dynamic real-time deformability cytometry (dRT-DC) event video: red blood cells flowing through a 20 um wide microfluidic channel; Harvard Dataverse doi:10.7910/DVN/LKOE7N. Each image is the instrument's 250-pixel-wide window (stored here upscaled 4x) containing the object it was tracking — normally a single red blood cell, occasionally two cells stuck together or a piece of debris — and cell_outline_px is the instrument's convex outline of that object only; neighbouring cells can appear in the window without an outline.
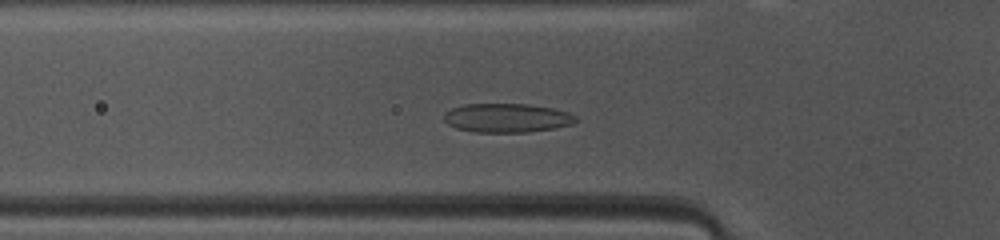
{"species": "common noctule bat (a hibernating species)", "species_latin": "Nyctalus noctula", "temperature_condition": "warm", "stored_images_in_passage": 38, "camera_frame_rate_fps": 3000, "um_per_image_px": 0.085, "animal": {"sex": "female", "body_mass_g": 10.0, "forearm_length_mm": 53.1}, "frame": {"image": 1, "passage_image": 5, "time_ms": 1.333, "image_size_px": [1000, 240], "cell_outline_px": [[576, 120], [572, 124], [556, 128], [528, 132], [472, 132], [456, 128], [448, 124], [444, 120], [444, 112], [452, 108], [464, 104], [528, 104], [552, 108], [568, 112], [576, 116]], "centroid_in_image_um": [43.07, 10.02], "position_along_channel_um": 82.7, "area_um2": 22.31}}
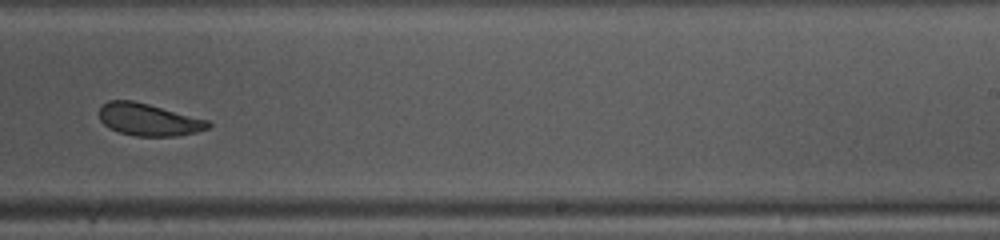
{"frame": {"image": 2, "passage_image": 19, "time_ms": 6.0, "image_size_px": [1000, 240], "cell_outline_px": [[212, 124], [208, 128], [196, 132], [176, 136], [136, 136], [120, 132], [104, 124], [100, 120], [100, 108], [108, 100], [132, 100], [148, 104], [208, 120]], "centroid_in_image_um": [12.64, 10.17], "position_along_channel_um": 276.4, "area_um2": 20.17}}
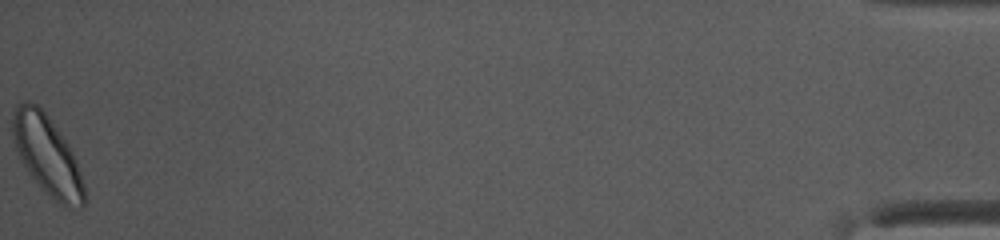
{"frame": {"image": 3, "passage_image": 38, "time_ms": 12.333, "image_size_px": [1000, 240], "cell_outline_px": [[88, 200], [80, 208], [60, 204], [28, 172], [20, 160], [16, 152], [12, 136], [12, 116], [16, 104], [24, 100], [28, 100], [36, 104], [48, 116], [68, 144], [76, 160], [84, 184]], "centroid_in_image_um": [4.0, 13.16], "position_along_channel_um": 431.2, "area_um2": 32.83}, "authors_computed_cell_mechanics": {"area_um2": 21.9062, "velocity_mm_per_s": 4.1415, "shape_relaxation_time_tau1_ms": 4.1086, "shape_relaxation_time_tau2_ms": 1.944, "deformation_change_tau1": 0.1265, "deformation_change_tau2": 0.0731}}